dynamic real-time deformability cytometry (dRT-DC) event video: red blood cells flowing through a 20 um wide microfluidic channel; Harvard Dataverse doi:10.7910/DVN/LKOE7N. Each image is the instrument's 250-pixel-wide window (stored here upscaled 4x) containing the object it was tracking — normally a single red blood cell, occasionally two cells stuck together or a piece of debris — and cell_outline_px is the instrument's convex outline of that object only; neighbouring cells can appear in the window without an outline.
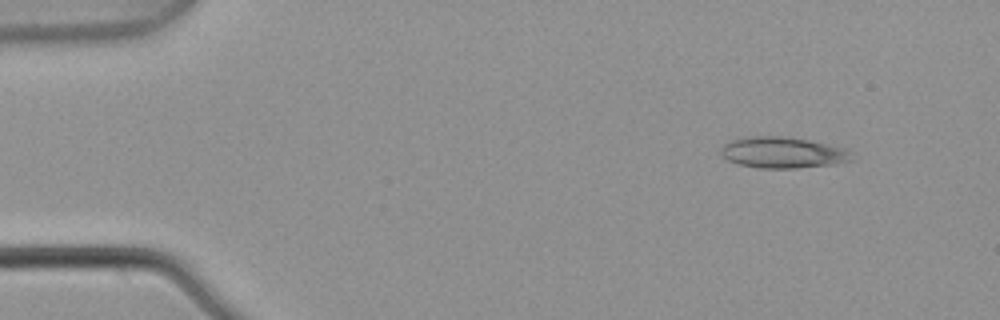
{"species": "common noctule bat (a hibernating species)", "species_latin": "Nyctalus noctula", "temperature_condition": "warm", "stored_images_in_passage": 6, "camera_frame_rate_fps": 3000, "um_per_image_px": 0.085, "animal": {"sex": "male", "body_mass_g": 21.5, "forearm_length_mm": 52.0}, "frame": {"image": 1, "passage_image": 2, "time_ms": 0.333, "image_size_px": [1000, 320], "cell_outline_px": [[852, 160], [836, 164], [796, 168], [760, 168], [740, 164], [728, 160], [720, 152], [724, 144], [728, 140], [748, 136], [788, 136], [848, 148], [852, 152]], "centroid_in_image_um": [66.57, 12.95], "position_along_channel_um": 18.4, "area_um2": 23.93}}
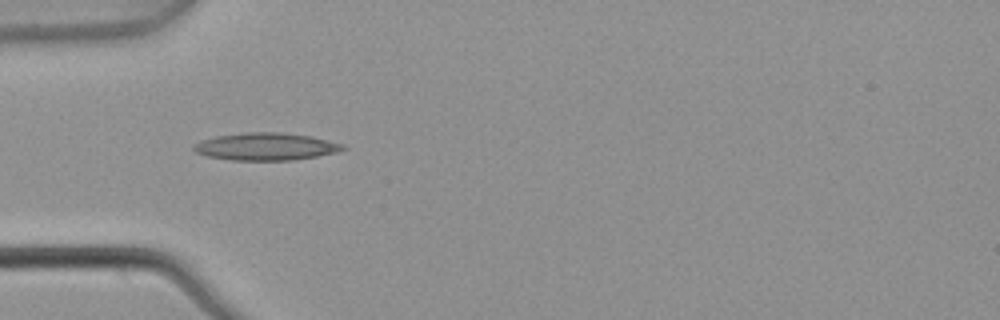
{"frame": {"image": 2, "passage_image": 5, "time_ms": 1.333, "image_size_px": [1000, 320], "cell_outline_px": [[348, 148], [336, 152], [316, 156], [292, 160], [232, 160], [208, 156], [196, 152], [192, 148], [192, 144], [200, 140], [216, 136], [244, 132], [280, 132], [312, 136], [344, 144]], "centroid_in_image_um": [22.59, 12.45], "position_along_channel_um": 62.4, "area_um2": 23.93}}
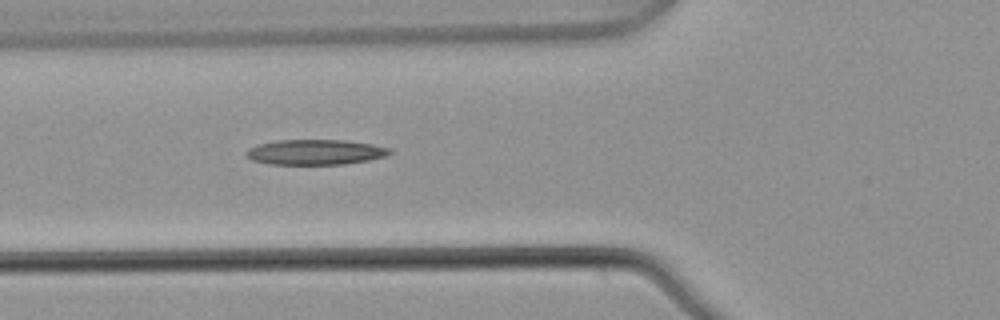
{"frame": {"image": 3, "passage_image": 6, "time_ms": 1.667, "image_size_px": [1000, 320], "cell_outline_px": [[392, 152], [384, 156], [368, 160], [344, 164], [268, 164], [252, 160], [244, 152], [248, 148], [260, 144], [276, 140], [344, 140], [372, 144], [392, 148]], "centroid_in_image_um": [26.8, 12.92], "position_along_channel_um": 99.0, "area_um2": 21.04}}